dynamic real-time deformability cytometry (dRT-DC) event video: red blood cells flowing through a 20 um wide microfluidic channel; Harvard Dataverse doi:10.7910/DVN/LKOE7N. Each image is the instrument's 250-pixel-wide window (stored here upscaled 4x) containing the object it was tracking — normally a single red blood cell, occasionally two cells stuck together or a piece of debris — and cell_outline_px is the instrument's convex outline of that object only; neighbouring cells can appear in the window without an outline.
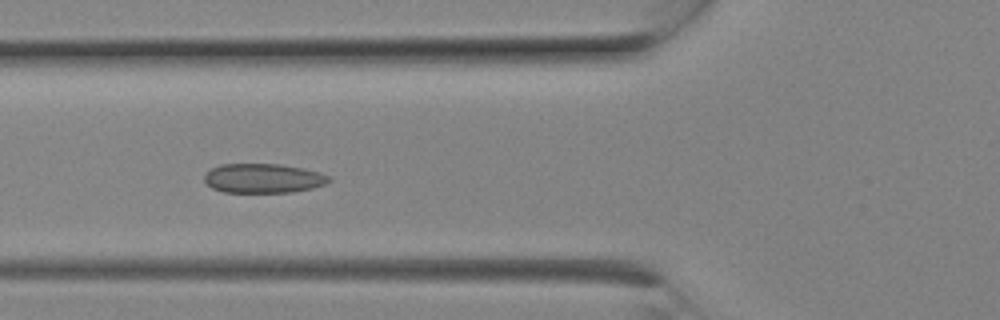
{"species": "Egyptian fruit bat (a non-hibernating species)", "species_latin": "Rousettus aegyptiacus", "temperature_condition": "room temperature", "stored_images_in_passage": 8, "camera_frame_rate_fps": 3000, "um_per_image_px": 0.085, "animal": {"sex": "female"}, "frame": {"image": 1, "passage_image": 7, "time_ms": 2.0, "image_size_px": [1000, 320], "cell_outline_px": [[332, 180], [324, 184], [312, 188], [292, 192], [224, 192], [212, 188], [204, 180], [204, 176], [212, 168], [220, 164], [280, 164], [304, 168], [320, 172], [328, 176]], "centroid_in_image_um": [22.38, 15.15], "position_along_channel_um": 103.4, "area_um2": 21.27}}
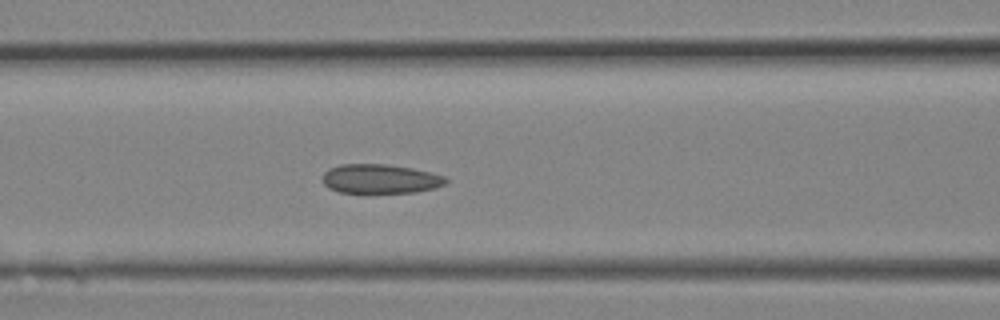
{"frame": {"image": 2, "passage_image": 8, "time_ms": 2.333, "image_size_px": [1000, 320], "cell_outline_px": [[448, 180], [444, 184], [436, 188], [416, 192], [340, 192], [328, 188], [324, 184], [324, 172], [328, 168], [340, 164], [384, 164], [412, 168], [432, 172], [444, 176]], "centroid_in_image_um": [32.33, 15.19], "position_along_channel_um": 134.3, "area_um2": 20.92}}